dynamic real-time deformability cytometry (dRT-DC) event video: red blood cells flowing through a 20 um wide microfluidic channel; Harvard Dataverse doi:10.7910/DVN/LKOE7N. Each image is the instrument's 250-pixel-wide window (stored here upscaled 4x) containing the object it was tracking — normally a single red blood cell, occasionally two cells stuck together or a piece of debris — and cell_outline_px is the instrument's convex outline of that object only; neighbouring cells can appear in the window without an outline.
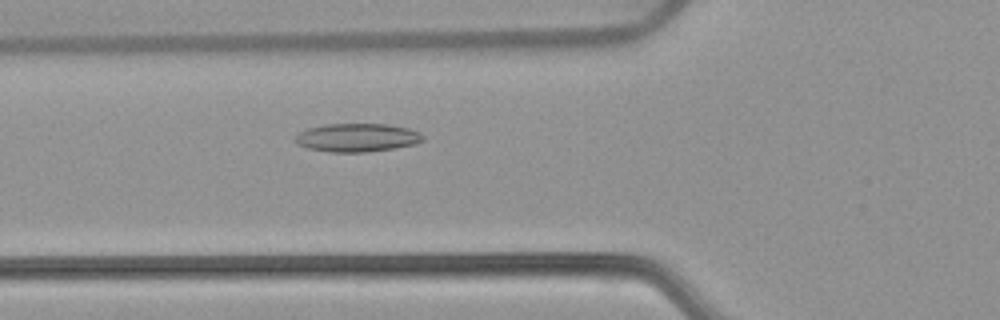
{"species": "common noctule bat (a hibernating species)", "species_latin": "Nyctalus noctula", "temperature_condition": "warm", "stored_images_in_passage": 54, "camera_frame_rate_fps": 3000, "um_per_image_px": 0.085, "animal": {"sex": "female", "body_mass_g": 22.7, "forearm_length_mm": 54.2}, "frame": {"image": 1, "passage_image": 20, "time_ms": 6.333, "image_size_px": [1000, 320], "cell_outline_px": [[424, 140], [416, 144], [392, 148], [364, 152], [328, 152], [308, 148], [296, 144], [292, 140], [300, 132], [308, 128], [324, 124], [384, 124], [408, 128], [420, 132], [424, 136]], "centroid_in_image_um": [30.33, 11.69], "position_along_channel_um": 95.5, "area_um2": 21.15}}
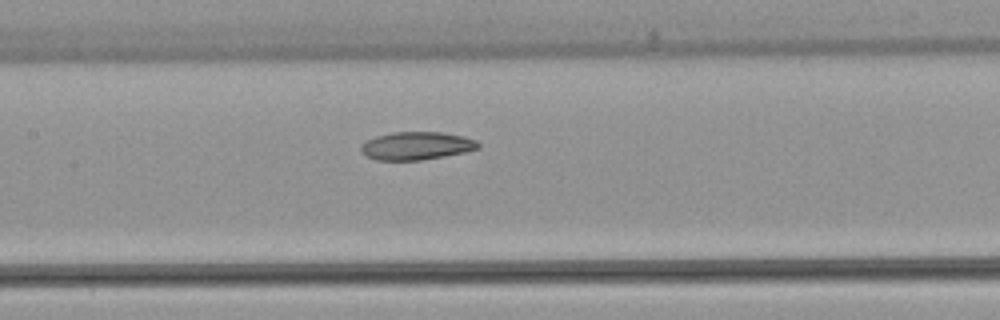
{"frame": {"image": 2, "passage_image": 26, "time_ms": 8.333, "image_size_px": [1000, 320], "cell_outline_px": [[480, 148], [464, 152], [444, 156], [420, 160], [376, 160], [360, 152], [360, 148], [364, 140], [376, 136], [392, 132], [440, 132], [464, 136], [476, 140], [480, 144]], "centroid_in_image_um": [35.38, 12.39], "position_along_channel_um": 172.0, "area_um2": 19.19}}
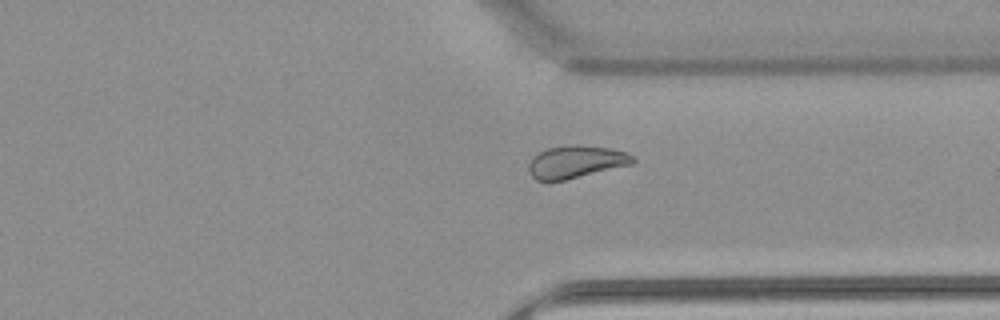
{"frame": {"image": 3, "passage_image": 41, "time_ms": 13.333, "image_size_px": [1000, 320], "cell_outline_px": [[636, 160], [632, 164], [564, 180], [536, 180], [532, 176], [528, 168], [528, 164], [532, 156], [548, 148], [576, 144], [580, 144], [612, 148], [628, 152], [636, 156]], "centroid_in_image_um": [49.0, 13.73], "position_along_channel_um": 362.4, "area_um2": 19.83}}